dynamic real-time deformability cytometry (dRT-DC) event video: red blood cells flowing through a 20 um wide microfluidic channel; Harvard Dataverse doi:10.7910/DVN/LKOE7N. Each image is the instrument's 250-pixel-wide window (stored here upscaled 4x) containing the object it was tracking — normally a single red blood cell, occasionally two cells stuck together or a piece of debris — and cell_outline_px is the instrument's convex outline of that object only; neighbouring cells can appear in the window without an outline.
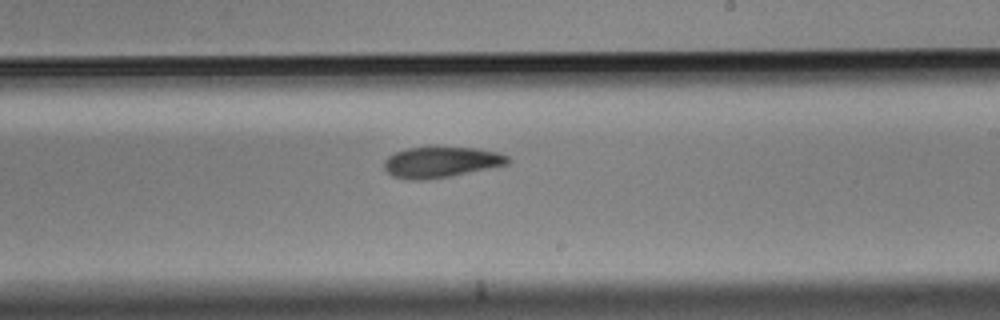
{"species": "Egyptian fruit bat (a non-hibernating species)", "species_latin": "Rousettus aegyptiacus", "temperature_condition": "cold", "stored_images_in_passage": 10, "segment_of_instrument_passage": [1, 2], "camera_frame_rate_fps": 3000, "um_per_image_px": 0.085, "animal": {"sex": "male"}, "frame": {"image": 1, "passage_image": 9, "time_ms": 2.667, "image_size_px": [1000, 320], "cell_outline_px": [[512, 160], [508, 164], [452, 176], [424, 180], [408, 180], [392, 176], [384, 168], [384, 160], [388, 156], [396, 152], [408, 148], [476, 148], [496, 152], [508, 156]], "centroid_in_image_um": [37.48, 13.8], "position_along_channel_um": 251.5, "area_um2": 22.02}}